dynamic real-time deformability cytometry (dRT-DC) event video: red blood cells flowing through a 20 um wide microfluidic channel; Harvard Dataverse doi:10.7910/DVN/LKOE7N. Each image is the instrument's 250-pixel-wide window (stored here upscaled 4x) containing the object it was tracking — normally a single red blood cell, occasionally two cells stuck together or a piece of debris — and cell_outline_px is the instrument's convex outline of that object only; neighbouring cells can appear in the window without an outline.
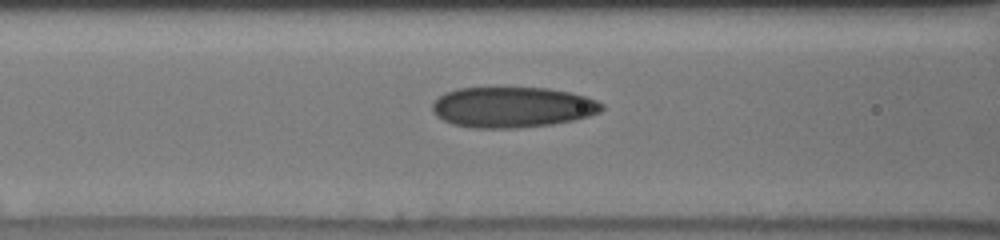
{"species": "human", "species_latin": "Homo sapiens", "temperature_condition": "cold", "stored_images_in_passage": 29, "camera_frame_rate_fps": 3000, "um_per_image_px": 0.085, "donor": {"sex": "male"}, "frame": {"image": 1, "passage_image": 12, "time_ms": 4.0, "image_size_px": [1000, 240], "cell_outline_px": [[604, 108], [600, 112], [588, 116], [572, 120], [552, 124], [516, 128], [472, 128], [452, 124], [444, 120], [432, 108], [432, 104], [440, 96], [456, 88], [548, 88], [568, 92], [584, 96], [596, 100], [604, 104]], "centroid_in_image_um": [43.58, 9.11], "position_along_channel_um": 123.0, "area_um2": 39.77}}
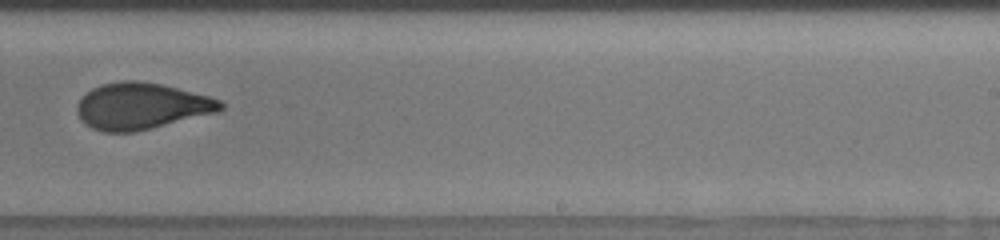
{"frame": {"image": 2, "passage_image": 26, "time_ms": 8.0, "image_size_px": [1000, 240], "cell_outline_px": [[224, 108], [220, 112], [132, 132], [104, 132], [92, 128], [80, 116], [76, 108], [80, 100], [92, 88], [100, 84], [124, 80], [136, 80], [160, 84], [208, 96], [220, 100], [224, 104]], "centroid_in_image_um": [12.05, 9.01], "position_along_channel_um": 276.9, "area_um2": 38.38}}
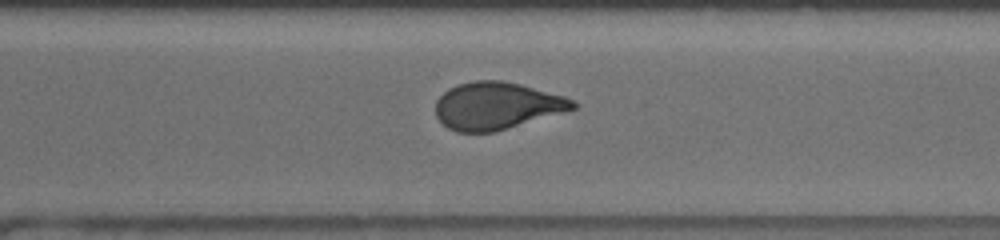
{"frame": {"image": 3, "passage_image": 28, "time_ms": 9.333, "image_size_px": [1000, 240], "cell_outline_px": [[580, 104], [576, 108], [508, 128], [492, 132], [456, 132], [448, 128], [436, 116], [436, 100], [448, 88], [460, 84], [476, 80], [500, 80], [520, 84], [564, 96]], "centroid_in_image_um": [42.21, 8.99], "position_along_channel_um": 328.4, "area_um2": 37.51}}